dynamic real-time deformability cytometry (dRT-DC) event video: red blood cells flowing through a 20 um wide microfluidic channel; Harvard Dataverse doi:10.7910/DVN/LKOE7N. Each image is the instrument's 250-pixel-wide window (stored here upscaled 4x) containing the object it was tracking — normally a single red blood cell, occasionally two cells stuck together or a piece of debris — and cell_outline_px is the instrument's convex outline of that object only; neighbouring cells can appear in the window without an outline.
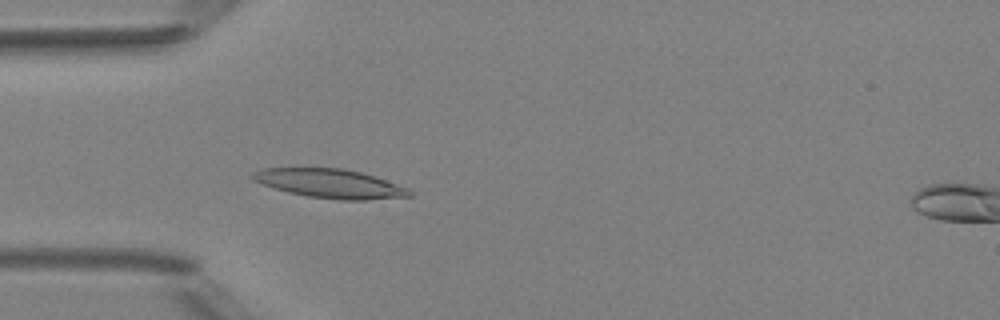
{"species": "Egyptian fruit bat (a non-hibernating species)", "species_latin": "Rousettus aegyptiacus", "temperature_condition": "room temperature", "stored_images_in_passage": 35, "camera_frame_rate_fps": 3000, "um_per_image_px": 0.085, "animal": {"sex": "female"}, "frame": {"image": 1, "passage_image": 1, "time_ms": 0.0, "image_size_px": [1000, 320], "cell_outline_px": [[412, 196], [368, 200], [340, 200], [308, 196], [288, 192], [272, 188], [252, 180], [248, 176], [252, 172], [264, 168], [344, 168], [376, 176], [408, 188], [412, 192]], "centroid_in_image_um": [28.03, 15.6], "position_along_channel_um": 57.0, "area_um2": 26.7}}
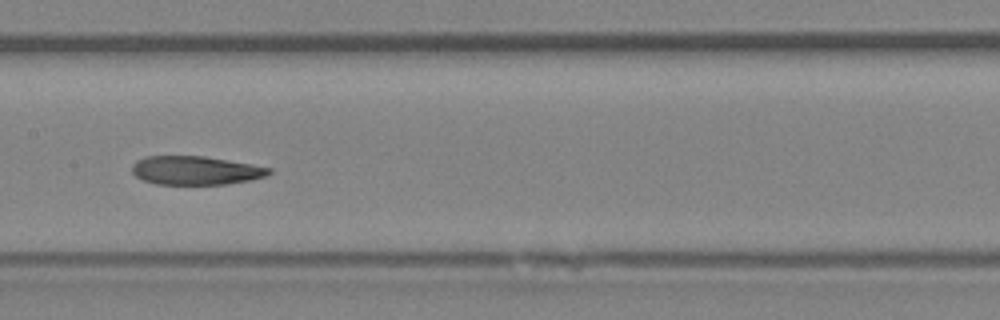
{"frame": {"image": 2, "passage_image": 11, "time_ms": 3.333, "image_size_px": [1000, 320], "cell_outline_px": [[272, 172], [268, 176], [252, 180], [228, 184], [156, 184], [144, 180], [136, 176], [132, 172], [132, 164], [136, 160], [144, 156], [204, 156], [252, 164], [272, 168]], "centroid_in_image_um": [16.65, 14.48], "position_along_channel_um": 190.7, "area_um2": 23.06}}
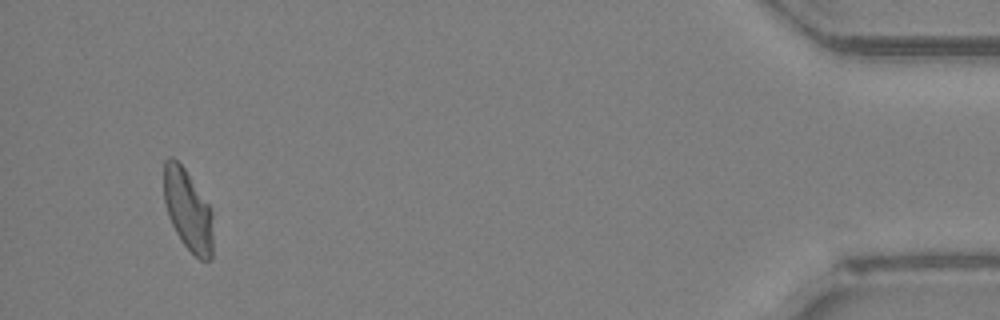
{"frame": {"image": 3, "passage_image": 33, "time_ms": 10.667, "image_size_px": [1000, 320], "cell_outline_px": [[212, 260], [200, 260], [180, 240], [168, 216], [164, 200], [164, 160], [168, 156], [172, 156], [184, 168], [208, 204], [212, 212]], "centroid_in_image_um": [15.96, 17.86], "position_along_channel_um": 419.2, "area_um2": 23.06}, "authors_computed_cell_mechanics": {"area_um2": 24.1026, "velocity_mm_per_s": 4.1591, "shape_relaxation_time_tau1_ms": null, "shape_relaxation_time_tau2_ms": 6.1733, "deformation_change_tau1": null, "deformation_change_tau2": 0.1289}}